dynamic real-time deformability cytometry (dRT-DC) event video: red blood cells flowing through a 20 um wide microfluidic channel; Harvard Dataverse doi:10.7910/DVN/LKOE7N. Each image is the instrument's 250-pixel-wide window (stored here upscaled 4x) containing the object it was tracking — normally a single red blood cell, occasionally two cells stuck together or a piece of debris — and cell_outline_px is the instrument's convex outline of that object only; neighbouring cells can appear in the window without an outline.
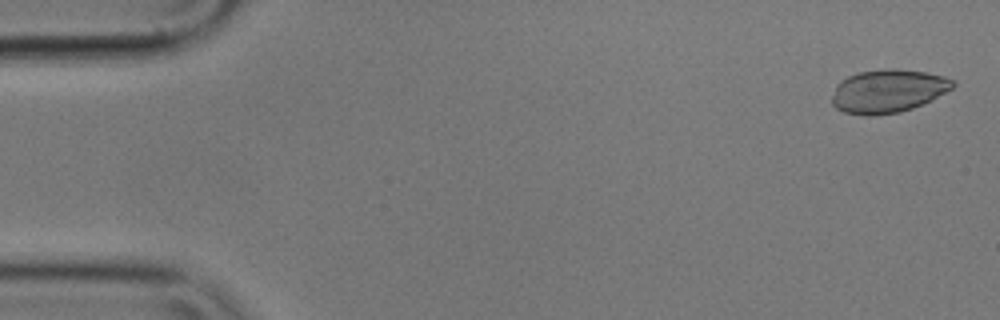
{"species": "common noctule bat (a hibernating species)", "species_latin": "Nyctalus noctula", "temperature_condition": "cold", "stored_images_in_passage": 4, "camera_frame_rate_fps": 3000, "um_per_image_px": 0.085, "animal": {"sex": "male", "body_mass_g": 17.9}, "frame": {"image": 1, "passage_image": 1, "time_ms": 0.0, "image_size_px": [1000, 320], "cell_outline_px": [[956, 84], [952, 88], [932, 100], [924, 104], [900, 112], [876, 116], [864, 116], [844, 112], [836, 108], [832, 104], [832, 96], [836, 84], [840, 80], [848, 76], [860, 72], [884, 68], [896, 68], [924, 72], [944, 76], [952, 80]], "centroid_in_image_um": [75.46, 7.75], "position_along_channel_um": 9.5, "area_um2": 30.75}}